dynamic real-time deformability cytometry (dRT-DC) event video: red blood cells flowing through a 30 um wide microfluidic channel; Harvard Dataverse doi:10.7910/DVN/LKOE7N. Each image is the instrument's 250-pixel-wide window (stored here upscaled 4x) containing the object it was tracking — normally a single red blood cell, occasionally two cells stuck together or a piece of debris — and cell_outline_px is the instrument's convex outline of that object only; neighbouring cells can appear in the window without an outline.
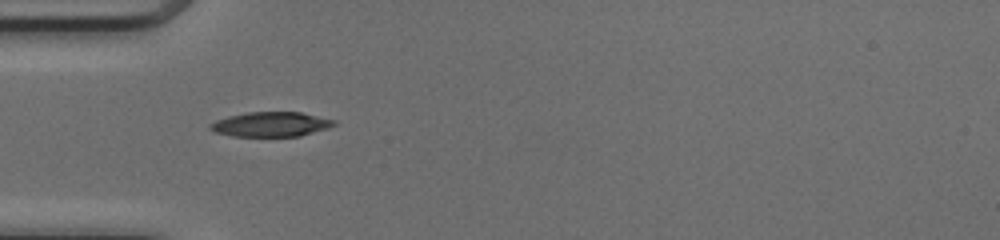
{"species": "common noctule bat (a hibernating species)", "species_latin": "Nyctalus noctula", "temperature_condition": "cold", "stored_images_in_passage": 35, "camera_frame_rate_fps": 3000, "um_per_image_px": 0.085, "animal": {"sex": "female", "body_mass_g": 17.0, "forearm_length_mm": 48.0}, "frame": {"image": 1, "passage_image": 1, "time_ms": 0.0, "image_size_px": [1000, 240], "cell_outline_px": [[336, 124], [328, 128], [300, 136], [232, 136], [216, 132], [208, 128], [208, 124], [216, 120], [228, 116], [248, 112], [300, 112], [336, 120]], "centroid_in_image_um": [23.01, 10.56], "position_along_channel_um": 62.0, "area_um2": 17.8}}
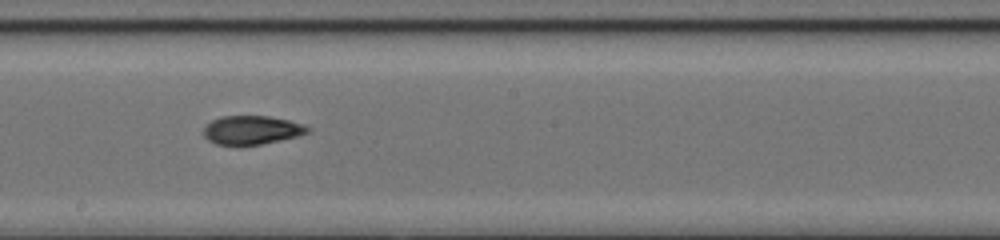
{"frame": {"image": 2, "passage_image": 13, "time_ms": 4.0, "image_size_px": [1000, 240], "cell_outline_px": [[312, 128], [308, 132], [296, 136], [280, 140], [240, 148], [216, 144], [208, 140], [204, 136], [204, 128], [212, 120], [220, 116], [268, 116], [288, 120], [304, 124]], "centroid_in_image_um": [21.37, 11.08], "position_along_channel_um": 226.8, "area_um2": 17.8}}
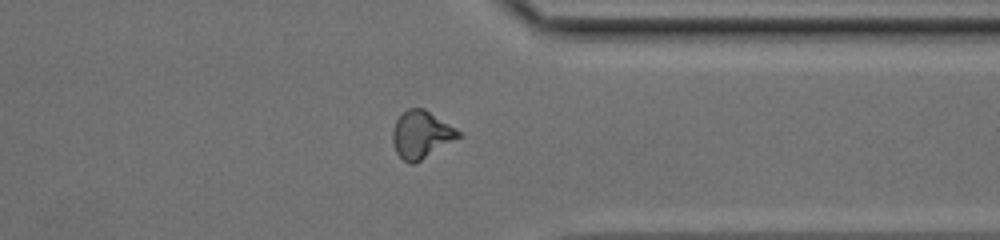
{"frame": {"image": 3, "passage_image": 24, "time_ms": 7.667, "image_size_px": [1000, 240], "cell_outline_px": [[464, 136], [416, 164], [408, 164], [396, 152], [392, 140], [392, 132], [396, 120], [408, 108], [424, 108], [464, 132]], "centroid_in_image_um": [35.88, 11.46], "position_along_channel_um": 375.5, "area_um2": 18.73}, "authors_computed_cell_mechanics": {"area_um2": 17.9758, "velocity_mm_per_s": 4.1621, "shape_relaxation_time_tau1_ms": 5.744, "shape_relaxation_time_tau2_ms": 4.8434, "deformation_change_tau1": 0.199, "deformation_change_tau2": 0.1277}}